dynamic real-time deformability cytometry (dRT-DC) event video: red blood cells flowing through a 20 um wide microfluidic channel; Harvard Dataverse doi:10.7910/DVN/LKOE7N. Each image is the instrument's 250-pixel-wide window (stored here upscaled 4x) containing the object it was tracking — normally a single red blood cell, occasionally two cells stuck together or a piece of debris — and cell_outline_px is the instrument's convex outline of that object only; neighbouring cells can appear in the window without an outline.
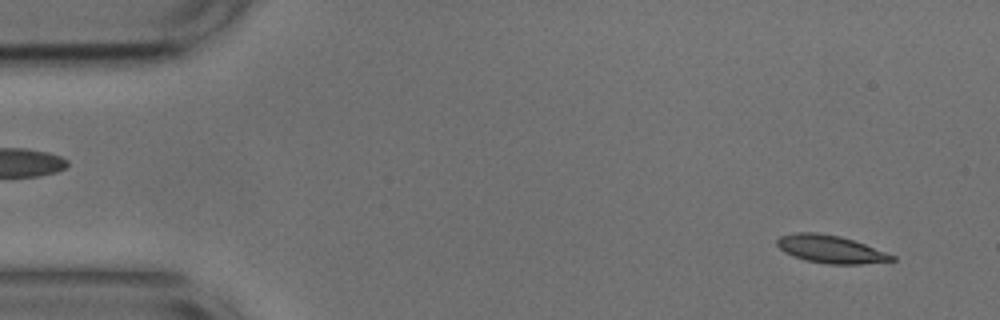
{"species": "common noctule bat (a hibernating species)", "species_latin": "Nyctalus noctula", "temperature_condition": "cold", "stored_images_in_passage": 51, "camera_frame_rate_fps": 3000, "um_per_image_px": 0.085, "animal": {"sex": "male", "body_mass_g": 17.9, "forearm_length_mm": 54.2}, "frame": {"image": 1, "passage_image": 2, "time_ms": 0.333, "image_size_px": [1000, 320], "cell_outline_px": [[896, 260], [860, 264], [828, 264], [804, 260], [784, 252], [776, 244], [776, 240], [780, 236], [796, 232], [816, 232], [840, 236], [864, 244], [896, 256]], "centroid_in_image_um": [70.57, 21.18], "position_along_channel_um": 14.4, "area_um2": 18.5}}
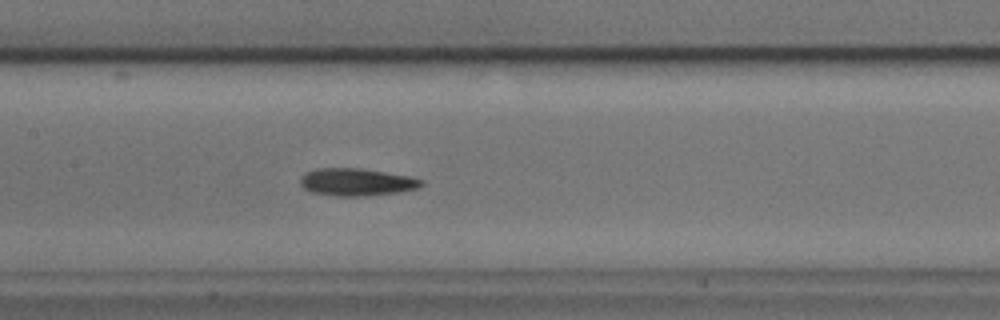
{"frame": {"image": 2, "passage_image": 23, "time_ms": 7.333, "image_size_px": [1000, 320], "cell_outline_px": [[424, 184], [416, 188], [400, 192], [364, 196], [336, 196], [312, 192], [304, 188], [300, 184], [300, 176], [304, 172], [316, 168], [360, 168], [408, 176], [424, 180]], "centroid_in_image_um": [30.27, 15.47], "position_along_channel_um": 177.1, "area_um2": 19.42}}
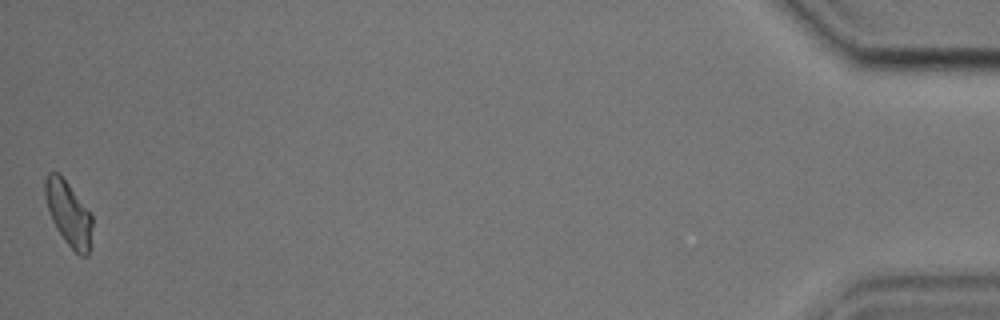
{"frame": {"image": 3, "passage_image": 51, "time_ms": 16.667, "image_size_px": [1000, 320], "cell_outline_px": [[92, 248], [84, 256], [80, 256], [64, 240], [56, 228], [52, 220], [48, 208], [44, 192], [44, 180], [48, 172], [60, 172], [92, 212]], "centroid_in_image_um": [5.86, 18.11], "position_along_channel_um": 429.3, "area_um2": 18.21}, "authors_computed_cell_mechanics": {"area_um2": 18.496, "velocity_mm_per_s": 3.7375, "shape_relaxation_time_tau1_ms": 5.1997, "shape_relaxation_time_tau2_ms": 3.9079, "deformation_change_tau1": 0.1436, "deformation_change_tau2": 0.1}}